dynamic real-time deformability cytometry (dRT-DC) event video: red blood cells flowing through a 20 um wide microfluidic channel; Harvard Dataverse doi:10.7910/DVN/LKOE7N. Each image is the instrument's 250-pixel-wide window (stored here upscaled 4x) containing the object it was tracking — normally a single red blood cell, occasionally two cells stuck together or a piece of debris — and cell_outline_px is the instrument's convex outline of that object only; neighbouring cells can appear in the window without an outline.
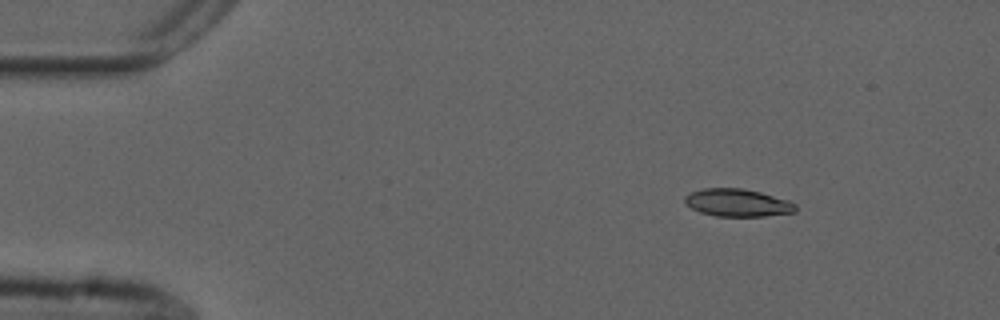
{"species": "common noctule bat (a hibernating species)", "species_latin": "Nyctalus noctula", "temperature_condition": "cold", "stored_images_in_passage": 49, "camera_frame_rate_fps": 3000, "um_per_image_px": 0.085, "animal": {"sex": "male", "forearm_length_mm": 52.5}, "frame": {"image": 1, "passage_image": 1, "time_ms": 0.0, "image_size_px": [1000, 320], "cell_outline_px": [[796, 212], [764, 216], [716, 216], [700, 212], [692, 208], [684, 200], [684, 196], [692, 192], [704, 188], [744, 188], [760, 192], [788, 200], [796, 204]], "centroid_in_image_um": [62.71, 17.23], "position_along_channel_um": 22.3, "area_um2": 17.74}}
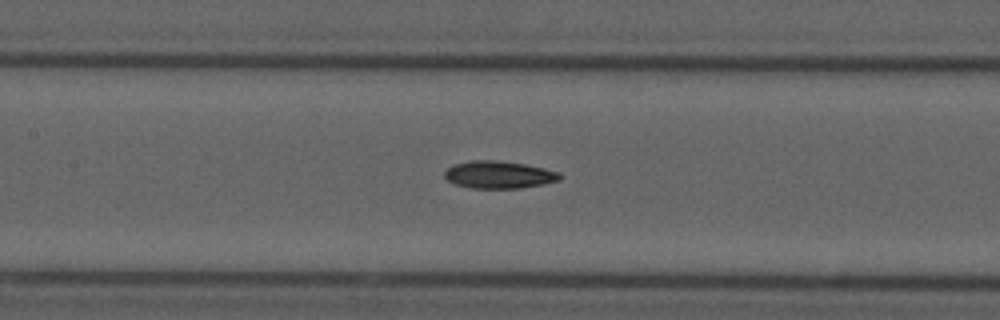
{"frame": {"image": 2, "passage_image": 19, "time_ms": 6.0, "image_size_px": [1000, 320], "cell_outline_px": [[560, 180], [544, 184], [520, 188], [472, 188], [452, 184], [444, 176], [444, 172], [452, 164], [472, 160], [492, 160], [524, 164], [544, 168], [560, 172]], "centroid_in_image_um": [42.38, 14.85], "position_along_channel_um": 165.0, "area_um2": 18.44}}
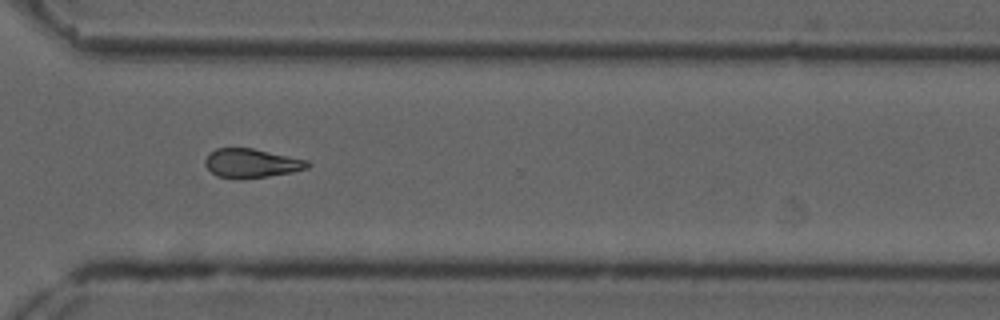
{"frame": {"image": 3, "passage_image": 34, "time_ms": 11.0, "image_size_px": [1000, 320], "cell_outline_px": [[312, 164], [308, 168], [292, 172], [268, 176], [240, 180], [236, 180], [216, 176], [204, 164], [204, 160], [208, 152], [216, 148], [252, 148], [308, 160]], "centroid_in_image_um": [21.34, 13.88], "position_along_channel_um": 349.3, "area_um2": 17.63}, "authors_computed_cell_mechanics": {"area_um2": 17.7446, "velocity_mm_per_s": 3.6979, "shape_relaxation_time_tau1_ms": null, "shape_relaxation_time_tau2_ms": 10.6401, "deformation_change_tau1": null, "deformation_change_tau2": 0.2166}}